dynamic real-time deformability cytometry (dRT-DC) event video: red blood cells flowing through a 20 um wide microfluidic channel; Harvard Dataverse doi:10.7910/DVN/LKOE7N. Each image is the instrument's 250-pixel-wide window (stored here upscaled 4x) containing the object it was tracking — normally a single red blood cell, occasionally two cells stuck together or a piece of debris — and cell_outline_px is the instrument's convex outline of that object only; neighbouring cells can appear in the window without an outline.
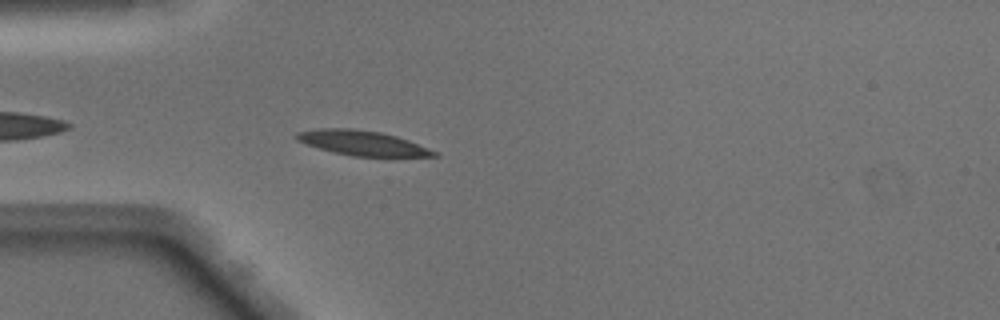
{"species": "Egyptian fruit bat (a non-hibernating species)", "species_latin": "Rousettus aegyptiacus", "temperature_condition": "warm", "stored_images_in_passage": 20, "camera_frame_rate_fps": 3000, "um_per_image_px": 0.085, "animal": {"sex": "male"}, "frame": {"image": 1, "passage_image": 4, "time_ms": 1.0, "image_size_px": [1000, 320], "cell_outline_px": [[440, 156], [352, 156], [332, 152], [296, 140], [292, 136], [296, 132], [320, 128], [352, 128], [380, 132], [396, 136], [408, 140], [440, 152]], "centroid_in_image_um": [30.79, 12.15], "position_along_channel_um": 54.2, "area_um2": 19.88}}
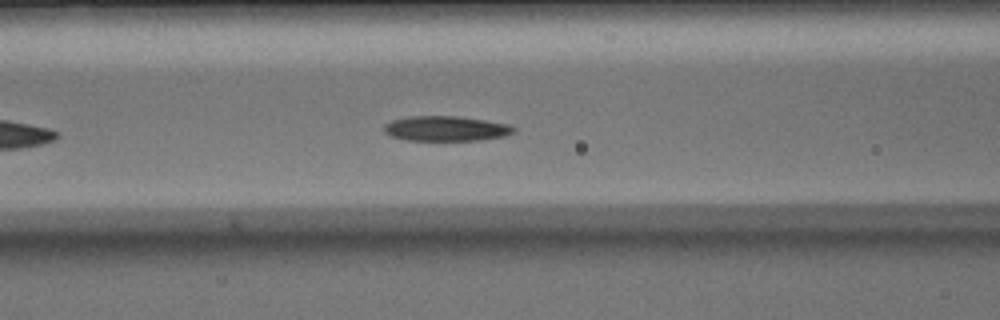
{"frame": {"image": 2, "passage_image": 10, "time_ms": 3.0, "image_size_px": [1000, 320], "cell_outline_px": [[516, 132], [504, 136], [480, 140], [408, 140], [392, 136], [384, 132], [384, 124], [392, 120], [408, 116], [456, 116], [484, 120], [508, 124], [516, 128]], "centroid_in_image_um": [37.91, 10.92], "position_along_channel_um": 128.7, "area_um2": 18.84}}
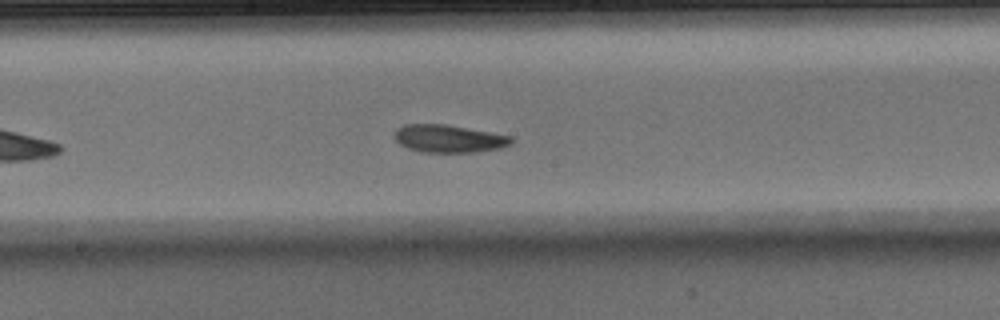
{"frame": {"image": 3, "passage_image": 16, "time_ms": 5.0, "image_size_px": [1000, 320], "cell_outline_px": [[516, 140], [512, 144], [500, 148], [476, 152], [420, 152], [408, 148], [400, 144], [392, 136], [396, 128], [404, 124], [444, 124], [512, 136]], "centroid_in_image_um": [38.14, 11.78], "position_along_channel_um": 210.1, "area_um2": 19.02}}